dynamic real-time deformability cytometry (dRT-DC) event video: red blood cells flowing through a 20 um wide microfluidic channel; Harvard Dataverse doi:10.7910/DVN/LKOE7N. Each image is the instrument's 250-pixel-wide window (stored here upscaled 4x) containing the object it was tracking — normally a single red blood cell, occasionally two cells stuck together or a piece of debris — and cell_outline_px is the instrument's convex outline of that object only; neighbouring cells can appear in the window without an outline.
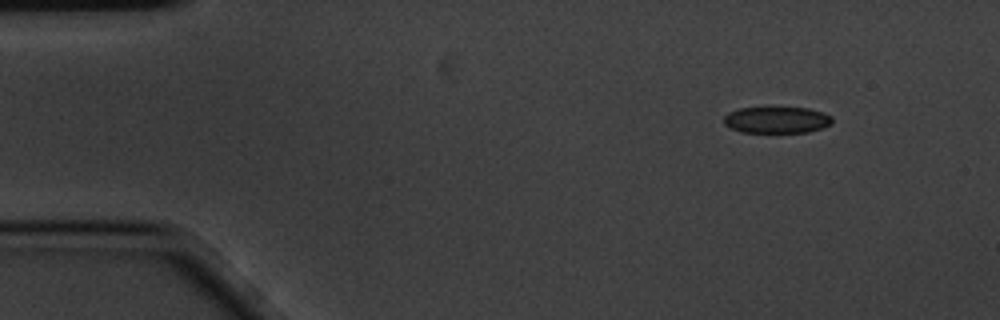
{"species": "common noctule bat (a hibernating species)", "species_latin": "Nyctalus noctula", "temperature_condition": "cold", "stored_images_in_passage": 4, "camera_frame_rate_fps": 3000, "um_per_image_px": 0.085, "animal": {"sex": "male", "body_mass_g": 20.1, "forearm_length_mm": 53.5}, "frame": {"image": 1, "passage_image": 1, "time_ms": 0.0, "image_size_px": [1000, 320], "cell_outline_px": [[832, 124], [808, 132], [740, 132], [724, 124], [724, 116], [728, 112], [740, 108], [764, 104], [768, 104], [808, 108], [824, 112], [832, 116]], "centroid_in_image_um": [66.0, 10.12], "position_along_channel_um": 19.0, "area_um2": 17.69}}